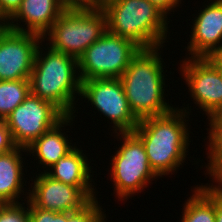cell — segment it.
<instances>
[{"label": "cell", "mask_w": 222, "mask_h": 222, "mask_svg": "<svg viewBox=\"0 0 222 222\" xmlns=\"http://www.w3.org/2000/svg\"><path fill=\"white\" fill-rule=\"evenodd\" d=\"M177 109L141 119L133 131L142 141L150 167L158 177L176 171L186 160L191 141L184 121L189 112Z\"/></svg>", "instance_id": "1"}, {"label": "cell", "mask_w": 222, "mask_h": 222, "mask_svg": "<svg viewBox=\"0 0 222 222\" xmlns=\"http://www.w3.org/2000/svg\"><path fill=\"white\" fill-rule=\"evenodd\" d=\"M160 48L140 49L120 77L129 108L138 120L160 116L174 109L164 99Z\"/></svg>", "instance_id": "2"}, {"label": "cell", "mask_w": 222, "mask_h": 222, "mask_svg": "<svg viewBox=\"0 0 222 222\" xmlns=\"http://www.w3.org/2000/svg\"><path fill=\"white\" fill-rule=\"evenodd\" d=\"M47 49L45 55L40 45L37 49L29 78L31 94L51 102L65 116H73L75 94L80 96L82 83L76 73L78 59L51 47Z\"/></svg>", "instance_id": "3"}, {"label": "cell", "mask_w": 222, "mask_h": 222, "mask_svg": "<svg viewBox=\"0 0 222 222\" xmlns=\"http://www.w3.org/2000/svg\"><path fill=\"white\" fill-rule=\"evenodd\" d=\"M102 10L108 32L133 41L141 49L163 47L168 18L149 0H116Z\"/></svg>", "instance_id": "4"}, {"label": "cell", "mask_w": 222, "mask_h": 222, "mask_svg": "<svg viewBox=\"0 0 222 222\" xmlns=\"http://www.w3.org/2000/svg\"><path fill=\"white\" fill-rule=\"evenodd\" d=\"M107 31L102 9L66 8L47 32L50 47L78 59Z\"/></svg>", "instance_id": "5"}, {"label": "cell", "mask_w": 222, "mask_h": 222, "mask_svg": "<svg viewBox=\"0 0 222 222\" xmlns=\"http://www.w3.org/2000/svg\"><path fill=\"white\" fill-rule=\"evenodd\" d=\"M140 49L133 41L106 31L78 58L81 82L94 78H120Z\"/></svg>", "instance_id": "6"}, {"label": "cell", "mask_w": 222, "mask_h": 222, "mask_svg": "<svg viewBox=\"0 0 222 222\" xmlns=\"http://www.w3.org/2000/svg\"><path fill=\"white\" fill-rule=\"evenodd\" d=\"M124 139L112 157L111 176L116 197L121 200L131 197L147 187L151 179L158 177L150 163L142 141L133 133H118Z\"/></svg>", "instance_id": "7"}, {"label": "cell", "mask_w": 222, "mask_h": 222, "mask_svg": "<svg viewBox=\"0 0 222 222\" xmlns=\"http://www.w3.org/2000/svg\"><path fill=\"white\" fill-rule=\"evenodd\" d=\"M65 115L51 102L31 93L5 119L16 146L28 147Z\"/></svg>", "instance_id": "8"}, {"label": "cell", "mask_w": 222, "mask_h": 222, "mask_svg": "<svg viewBox=\"0 0 222 222\" xmlns=\"http://www.w3.org/2000/svg\"><path fill=\"white\" fill-rule=\"evenodd\" d=\"M80 96L114 124L117 133L133 132L139 123L129 108L120 78H94L82 81Z\"/></svg>", "instance_id": "9"}, {"label": "cell", "mask_w": 222, "mask_h": 222, "mask_svg": "<svg viewBox=\"0 0 222 222\" xmlns=\"http://www.w3.org/2000/svg\"><path fill=\"white\" fill-rule=\"evenodd\" d=\"M43 39L34 33L0 30V80L29 79Z\"/></svg>", "instance_id": "10"}, {"label": "cell", "mask_w": 222, "mask_h": 222, "mask_svg": "<svg viewBox=\"0 0 222 222\" xmlns=\"http://www.w3.org/2000/svg\"><path fill=\"white\" fill-rule=\"evenodd\" d=\"M180 65L182 76L187 82L191 97L196 101L206 115H209L222 103V78L218 71V64L212 59L191 58L184 59Z\"/></svg>", "instance_id": "11"}, {"label": "cell", "mask_w": 222, "mask_h": 222, "mask_svg": "<svg viewBox=\"0 0 222 222\" xmlns=\"http://www.w3.org/2000/svg\"><path fill=\"white\" fill-rule=\"evenodd\" d=\"M28 199L36 208L55 212H75L91 200L76 186L52 179L45 172L36 175Z\"/></svg>", "instance_id": "12"}, {"label": "cell", "mask_w": 222, "mask_h": 222, "mask_svg": "<svg viewBox=\"0 0 222 222\" xmlns=\"http://www.w3.org/2000/svg\"><path fill=\"white\" fill-rule=\"evenodd\" d=\"M206 6L194 20L187 46L191 58L213 56L222 47V0H214Z\"/></svg>", "instance_id": "13"}, {"label": "cell", "mask_w": 222, "mask_h": 222, "mask_svg": "<svg viewBox=\"0 0 222 222\" xmlns=\"http://www.w3.org/2000/svg\"><path fill=\"white\" fill-rule=\"evenodd\" d=\"M65 9L66 6L60 0H23L17 11L10 17L12 21L10 29L38 34L44 38ZM18 19L26 22L28 28L20 27L16 22L19 21Z\"/></svg>", "instance_id": "14"}, {"label": "cell", "mask_w": 222, "mask_h": 222, "mask_svg": "<svg viewBox=\"0 0 222 222\" xmlns=\"http://www.w3.org/2000/svg\"><path fill=\"white\" fill-rule=\"evenodd\" d=\"M82 152L83 150H79L75 146L51 167L52 171L49 169V172L45 170L44 172L54 180L78 187L90 200H93L96 199V196L90 183L92 182L91 166L89 167L88 161H86L88 159Z\"/></svg>", "instance_id": "15"}, {"label": "cell", "mask_w": 222, "mask_h": 222, "mask_svg": "<svg viewBox=\"0 0 222 222\" xmlns=\"http://www.w3.org/2000/svg\"><path fill=\"white\" fill-rule=\"evenodd\" d=\"M75 116H65L60 122H58L53 128L43 133L39 138L34 140L28 147L26 151L36 154V158L39 159V163L43 164L46 168L52 167L57 161L66 156L70 151H72L75 146H71L69 140L65 137L64 133L61 132L62 125L65 126ZM61 128V129H60Z\"/></svg>", "instance_id": "16"}, {"label": "cell", "mask_w": 222, "mask_h": 222, "mask_svg": "<svg viewBox=\"0 0 222 222\" xmlns=\"http://www.w3.org/2000/svg\"><path fill=\"white\" fill-rule=\"evenodd\" d=\"M21 151L26 152V148L16 146L0 155V204L19 203V195L24 192Z\"/></svg>", "instance_id": "17"}, {"label": "cell", "mask_w": 222, "mask_h": 222, "mask_svg": "<svg viewBox=\"0 0 222 222\" xmlns=\"http://www.w3.org/2000/svg\"><path fill=\"white\" fill-rule=\"evenodd\" d=\"M185 202L181 222H216V185L196 186Z\"/></svg>", "instance_id": "18"}, {"label": "cell", "mask_w": 222, "mask_h": 222, "mask_svg": "<svg viewBox=\"0 0 222 222\" xmlns=\"http://www.w3.org/2000/svg\"><path fill=\"white\" fill-rule=\"evenodd\" d=\"M30 93L29 79L0 80V121H4Z\"/></svg>", "instance_id": "19"}, {"label": "cell", "mask_w": 222, "mask_h": 222, "mask_svg": "<svg viewBox=\"0 0 222 222\" xmlns=\"http://www.w3.org/2000/svg\"><path fill=\"white\" fill-rule=\"evenodd\" d=\"M211 128V129H210ZM209 128V149L208 158L209 163L207 172L210 177H213V181L218 183V186H222V127H210Z\"/></svg>", "instance_id": "20"}, {"label": "cell", "mask_w": 222, "mask_h": 222, "mask_svg": "<svg viewBox=\"0 0 222 222\" xmlns=\"http://www.w3.org/2000/svg\"><path fill=\"white\" fill-rule=\"evenodd\" d=\"M102 210L96 198L78 211L66 212V222H105Z\"/></svg>", "instance_id": "21"}, {"label": "cell", "mask_w": 222, "mask_h": 222, "mask_svg": "<svg viewBox=\"0 0 222 222\" xmlns=\"http://www.w3.org/2000/svg\"><path fill=\"white\" fill-rule=\"evenodd\" d=\"M27 207L20 202L0 204V222H30L29 206Z\"/></svg>", "instance_id": "22"}, {"label": "cell", "mask_w": 222, "mask_h": 222, "mask_svg": "<svg viewBox=\"0 0 222 222\" xmlns=\"http://www.w3.org/2000/svg\"><path fill=\"white\" fill-rule=\"evenodd\" d=\"M30 222H66V212H55L36 208L28 199Z\"/></svg>", "instance_id": "23"}, {"label": "cell", "mask_w": 222, "mask_h": 222, "mask_svg": "<svg viewBox=\"0 0 222 222\" xmlns=\"http://www.w3.org/2000/svg\"><path fill=\"white\" fill-rule=\"evenodd\" d=\"M16 145L12 140L10 130L4 121H0V155L11 151Z\"/></svg>", "instance_id": "24"}, {"label": "cell", "mask_w": 222, "mask_h": 222, "mask_svg": "<svg viewBox=\"0 0 222 222\" xmlns=\"http://www.w3.org/2000/svg\"><path fill=\"white\" fill-rule=\"evenodd\" d=\"M153 5L160 9L166 16L176 5L179 6L181 0H149Z\"/></svg>", "instance_id": "25"}, {"label": "cell", "mask_w": 222, "mask_h": 222, "mask_svg": "<svg viewBox=\"0 0 222 222\" xmlns=\"http://www.w3.org/2000/svg\"><path fill=\"white\" fill-rule=\"evenodd\" d=\"M23 0H0V5L5 13L11 17L20 7Z\"/></svg>", "instance_id": "26"}, {"label": "cell", "mask_w": 222, "mask_h": 222, "mask_svg": "<svg viewBox=\"0 0 222 222\" xmlns=\"http://www.w3.org/2000/svg\"><path fill=\"white\" fill-rule=\"evenodd\" d=\"M210 127H222V103L209 115Z\"/></svg>", "instance_id": "27"}, {"label": "cell", "mask_w": 222, "mask_h": 222, "mask_svg": "<svg viewBox=\"0 0 222 222\" xmlns=\"http://www.w3.org/2000/svg\"><path fill=\"white\" fill-rule=\"evenodd\" d=\"M216 222H222V186L216 185Z\"/></svg>", "instance_id": "28"}, {"label": "cell", "mask_w": 222, "mask_h": 222, "mask_svg": "<svg viewBox=\"0 0 222 222\" xmlns=\"http://www.w3.org/2000/svg\"><path fill=\"white\" fill-rule=\"evenodd\" d=\"M116 0H86L87 8L103 9L109 3H112Z\"/></svg>", "instance_id": "29"}, {"label": "cell", "mask_w": 222, "mask_h": 222, "mask_svg": "<svg viewBox=\"0 0 222 222\" xmlns=\"http://www.w3.org/2000/svg\"><path fill=\"white\" fill-rule=\"evenodd\" d=\"M10 22V17L5 13L0 5V30L10 29Z\"/></svg>", "instance_id": "30"}, {"label": "cell", "mask_w": 222, "mask_h": 222, "mask_svg": "<svg viewBox=\"0 0 222 222\" xmlns=\"http://www.w3.org/2000/svg\"><path fill=\"white\" fill-rule=\"evenodd\" d=\"M66 8L86 7V0H60Z\"/></svg>", "instance_id": "31"}, {"label": "cell", "mask_w": 222, "mask_h": 222, "mask_svg": "<svg viewBox=\"0 0 222 222\" xmlns=\"http://www.w3.org/2000/svg\"><path fill=\"white\" fill-rule=\"evenodd\" d=\"M211 57L218 65H222V47Z\"/></svg>", "instance_id": "32"}, {"label": "cell", "mask_w": 222, "mask_h": 222, "mask_svg": "<svg viewBox=\"0 0 222 222\" xmlns=\"http://www.w3.org/2000/svg\"><path fill=\"white\" fill-rule=\"evenodd\" d=\"M218 71H219L220 76L222 78V65H218Z\"/></svg>", "instance_id": "33"}]
</instances>
